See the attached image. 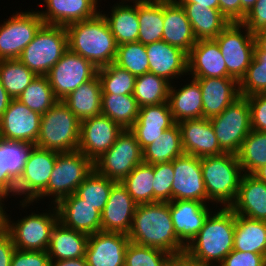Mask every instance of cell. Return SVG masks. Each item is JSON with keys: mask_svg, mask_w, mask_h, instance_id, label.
<instances>
[{"mask_svg": "<svg viewBox=\"0 0 266 266\" xmlns=\"http://www.w3.org/2000/svg\"><path fill=\"white\" fill-rule=\"evenodd\" d=\"M242 172L253 174L266 165V132L251 130L236 154Z\"/></svg>", "mask_w": 266, "mask_h": 266, "instance_id": "b9f144b4", "label": "cell"}, {"mask_svg": "<svg viewBox=\"0 0 266 266\" xmlns=\"http://www.w3.org/2000/svg\"><path fill=\"white\" fill-rule=\"evenodd\" d=\"M136 207L126 187L121 182H115L101 212V231L128 235Z\"/></svg>", "mask_w": 266, "mask_h": 266, "instance_id": "ffe728a7", "label": "cell"}, {"mask_svg": "<svg viewBox=\"0 0 266 266\" xmlns=\"http://www.w3.org/2000/svg\"><path fill=\"white\" fill-rule=\"evenodd\" d=\"M2 199H0V233L8 231V215L5 213V208L3 210ZM6 214V215H5Z\"/></svg>", "mask_w": 266, "mask_h": 266, "instance_id": "be15d7a7", "label": "cell"}, {"mask_svg": "<svg viewBox=\"0 0 266 266\" xmlns=\"http://www.w3.org/2000/svg\"><path fill=\"white\" fill-rule=\"evenodd\" d=\"M181 132L184 154L196 157L220 155L225 153L218 143L209 119H186L177 123Z\"/></svg>", "mask_w": 266, "mask_h": 266, "instance_id": "d6986e66", "label": "cell"}, {"mask_svg": "<svg viewBox=\"0 0 266 266\" xmlns=\"http://www.w3.org/2000/svg\"><path fill=\"white\" fill-rule=\"evenodd\" d=\"M121 183L137 205L153 203L154 165L142 162Z\"/></svg>", "mask_w": 266, "mask_h": 266, "instance_id": "60d3db41", "label": "cell"}, {"mask_svg": "<svg viewBox=\"0 0 266 266\" xmlns=\"http://www.w3.org/2000/svg\"><path fill=\"white\" fill-rule=\"evenodd\" d=\"M138 42L147 45L161 41L164 28V0L138 2Z\"/></svg>", "mask_w": 266, "mask_h": 266, "instance_id": "8d00e7d4", "label": "cell"}, {"mask_svg": "<svg viewBox=\"0 0 266 266\" xmlns=\"http://www.w3.org/2000/svg\"><path fill=\"white\" fill-rule=\"evenodd\" d=\"M172 166V200H195L206 203L207 192L202 177L201 158L183 154L172 161Z\"/></svg>", "mask_w": 266, "mask_h": 266, "instance_id": "2e32d148", "label": "cell"}, {"mask_svg": "<svg viewBox=\"0 0 266 266\" xmlns=\"http://www.w3.org/2000/svg\"><path fill=\"white\" fill-rule=\"evenodd\" d=\"M169 208L175 234L185 247L195 238L212 212L207 203L195 200H171Z\"/></svg>", "mask_w": 266, "mask_h": 266, "instance_id": "44dd1931", "label": "cell"}, {"mask_svg": "<svg viewBox=\"0 0 266 266\" xmlns=\"http://www.w3.org/2000/svg\"><path fill=\"white\" fill-rule=\"evenodd\" d=\"M240 96L266 93V52H255L245 76L239 82Z\"/></svg>", "mask_w": 266, "mask_h": 266, "instance_id": "c3c4849f", "label": "cell"}, {"mask_svg": "<svg viewBox=\"0 0 266 266\" xmlns=\"http://www.w3.org/2000/svg\"><path fill=\"white\" fill-rule=\"evenodd\" d=\"M15 249L10 233H0V266H10Z\"/></svg>", "mask_w": 266, "mask_h": 266, "instance_id": "6f0895ef", "label": "cell"}, {"mask_svg": "<svg viewBox=\"0 0 266 266\" xmlns=\"http://www.w3.org/2000/svg\"><path fill=\"white\" fill-rule=\"evenodd\" d=\"M80 120L101 114L102 90L97 74L62 100Z\"/></svg>", "mask_w": 266, "mask_h": 266, "instance_id": "836d02e7", "label": "cell"}, {"mask_svg": "<svg viewBox=\"0 0 266 266\" xmlns=\"http://www.w3.org/2000/svg\"><path fill=\"white\" fill-rule=\"evenodd\" d=\"M257 0H240L241 9L248 14L254 7Z\"/></svg>", "mask_w": 266, "mask_h": 266, "instance_id": "03108f58", "label": "cell"}, {"mask_svg": "<svg viewBox=\"0 0 266 266\" xmlns=\"http://www.w3.org/2000/svg\"><path fill=\"white\" fill-rule=\"evenodd\" d=\"M143 162V151L135 134L123 129L113 146L94 162L101 175L121 182L137 165Z\"/></svg>", "mask_w": 266, "mask_h": 266, "instance_id": "30bf717a", "label": "cell"}, {"mask_svg": "<svg viewBox=\"0 0 266 266\" xmlns=\"http://www.w3.org/2000/svg\"><path fill=\"white\" fill-rule=\"evenodd\" d=\"M170 256L161 249L130 241L125 252V266H162Z\"/></svg>", "mask_w": 266, "mask_h": 266, "instance_id": "681fc988", "label": "cell"}, {"mask_svg": "<svg viewBox=\"0 0 266 266\" xmlns=\"http://www.w3.org/2000/svg\"><path fill=\"white\" fill-rule=\"evenodd\" d=\"M255 41V52H266V28L253 34Z\"/></svg>", "mask_w": 266, "mask_h": 266, "instance_id": "680465c9", "label": "cell"}, {"mask_svg": "<svg viewBox=\"0 0 266 266\" xmlns=\"http://www.w3.org/2000/svg\"><path fill=\"white\" fill-rule=\"evenodd\" d=\"M51 266H88L85 257L68 260H51Z\"/></svg>", "mask_w": 266, "mask_h": 266, "instance_id": "91938a15", "label": "cell"}, {"mask_svg": "<svg viewBox=\"0 0 266 266\" xmlns=\"http://www.w3.org/2000/svg\"><path fill=\"white\" fill-rule=\"evenodd\" d=\"M126 1H129V0H122V2H124L125 4L127 3ZM132 3H135V2H140V1H143V0H130Z\"/></svg>", "mask_w": 266, "mask_h": 266, "instance_id": "2644e50d", "label": "cell"}, {"mask_svg": "<svg viewBox=\"0 0 266 266\" xmlns=\"http://www.w3.org/2000/svg\"><path fill=\"white\" fill-rule=\"evenodd\" d=\"M177 3H195V6H202L211 9H219L218 0H175Z\"/></svg>", "mask_w": 266, "mask_h": 266, "instance_id": "6125c7cd", "label": "cell"}, {"mask_svg": "<svg viewBox=\"0 0 266 266\" xmlns=\"http://www.w3.org/2000/svg\"><path fill=\"white\" fill-rule=\"evenodd\" d=\"M163 30L162 40L187 54L197 42L185 10L175 0H164Z\"/></svg>", "mask_w": 266, "mask_h": 266, "instance_id": "f546056e", "label": "cell"}, {"mask_svg": "<svg viewBox=\"0 0 266 266\" xmlns=\"http://www.w3.org/2000/svg\"><path fill=\"white\" fill-rule=\"evenodd\" d=\"M34 144L0 138V191L16 195V182L22 175Z\"/></svg>", "mask_w": 266, "mask_h": 266, "instance_id": "cb8c5ba5", "label": "cell"}, {"mask_svg": "<svg viewBox=\"0 0 266 266\" xmlns=\"http://www.w3.org/2000/svg\"><path fill=\"white\" fill-rule=\"evenodd\" d=\"M254 34L266 28V0H257L254 7L241 22Z\"/></svg>", "mask_w": 266, "mask_h": 266, "instance_id": "11a10c76", "label": "cell"}, {"mask_svg": "<svg viewBox=\"0 0 266 266\" xmlns=\"http://www.w3.org/2000/svg\"><path fill=\"white\" fill-rule=\"evenodd\" d=\"M195 79L201 87L203 117L206 119L220 115L240 97L239 82L232 77Z\"/></svg>", "mask_w": 266, "mask_h": 266, "instance_id": "d4e9b609", "label": "cell"}, {"mask_svg": "<svg viewBox=\"0 0 266 266\" xmlns=\"http://www.w3.org/2000/svg\"><path fill=\"white\" fill-rule=\"evenodd\" d=\"M32 111L41 115L49 110L58 99L54 96L53 89L47 76H36L17 98Z\"/></svg>", "mask_w": 266, "mask_h": 266, "instance_id": "bcb514c9", "label": "cell"}, {"mask_svg": "<svg viewBox=\"0 0 266 266\" xmlns=\"http://www.w3.org/2000/svg\"><path fill=\"white\" fill-rule=\"evenodd\" d=\"M93 169L94 163L78 150L58 153L47 187L34 201L51 195L54 198L52 205H57L64 198L76 193L78 186Z\"/></svg>", "mask_w": 266, "mask_h": 266, "instance_id": "52a82bcc", "label": "cell"}, {"mask_svg": "<svg viewBox=\"0 0 266 266\" xmlns=\"http://www.w3.org/2000/svg\"><path fill=\"white\" fill-rule=\"evenodd\" d=\"M145 48L149 72L163 77L170 83L175 77L178 78L188 73V54L181 48L163 40L147 44Z\"/></svg>", "mask_w": 266, "mask_h": 266, "instance_id": "7402d4cb", "label": "cell"}, {"mask_svg": "<svg viewBox=\"0 0 266 266\" xmlns=\"http://www.w3.org/2000/svg\"><path fill=\"white\" fill-rule=\"evenodd\" d=\"M36 76L18 59L0 61V82L12 99H17Z\"/></svg>", "mask_w": 266, "mask_h": 266, "instance_id": "7bdbcfd3", "label": "cell"}, {"mask_svg": "<svg viewBox=\"0 0 266 266\" xmlns=\"http://www.w3.org/2000/svg\"><path fill=\"white\" fill-rule=\"evenodd\" d=\"M8 195H5L3 194L1 191H0V199H3L5 200L7 198ZM5 198V199H4Z\"/></svg>", "mask_w": 266, "mask_h": 266, "instance_id": "89a4df30", "label": "cell"}, {"mask_svg": "<svg viewBox=\"0 0 266 266\" xmlns=\"http://www.w3.org/2000/svg\"><path fill=\"white\" fill-rule=\"evenodd\" d=\"M115 182L93 169L82 184L78 186L76 194L85 202L102 212Z\"/></svg>", "mask_w": 266, "mask_h": 266, "instance_id": "ee69618b", "label": "cell"}, {"mask_svg": "<svg viewBox=\"0 0 266 266\" xmlns=\"http://www.w3.org/2000/svg\"><path fill=\"white\" fill-rule=\"evenodd\" d=\"M127 234L99 231L88 236L85 259L88 266H125Z\"/></svg>", "mask_w": 266, "mask_h": 266, "instance_id": "ac0fdd59", "label": "cell"}, {"mask_svg": "<svg viewBox=\"0 0 266 266\" xmlns=\"http://www.w3.org/2000/svg\"><path fill=\"white\" fill-rule=\"evenodd\" d=\"M102 94L128 95L134 93L136 76L114 63L97 70Z\"/></svg>", "mask_w": 266, "mask_h": 266, "instance_id": "f6af8a7d", "label": "cell"}, {"mask_svg": "<svg viewBox=\"0 0 266 266\" xmlns=\"http://www.w3.org/2000/svg\"><path fill=\"white\" fill-rule=\"evenodd\" d=\"M88 235L64 226L60 221L51 232L47 253L51 260L85 257Z\"/></svg>", "mask_w": 266, "mask_h": 266, "instance_id": "1f68e13d", "label": "cell"}, {"mask_svg": "<svg viewBox=\"0 0 266 266\" xmlns=\"http://www.w3.org/2000/svg\"><path fill=\"white\" fill-rule=\"evenodd\" d=\"M180 266H208L189 259L185 254H180Z\"/></svg>", "mask_w": 266, "mask_h": 266, "instance_id": "e7e4bbea", "label": "cell"}, {"mask_svg": "<svg viewBox=\"0 0 266 266\" xmlns=\"http://www.w3.org/2000/svg\"><path fill=\"white\" fill-rule=\"evenodd\" d=\"M202 177L207 192V202L221 203L230 207L238 193L241 177V165L236 154L201 157Z\"/></svg>", "mask_w": 266, "mask_h": 266, "instance_id": "277c9868", "label": "cell"}, {"mask_svg": "<svg viewBox=\"0 0 266 266\" xmlns=\"http://www.w3.org/2000/svg\"><path fill=\"white\" fill-rule=\"evenodd\" d=\"M233 249L266 256V221L235 214Z\"/></svg>", "mask_w": 266, "mask_h": 266, "instance_id": "d590c367", "label": "cell"}, {"mask_svg": "<svg viewBox=\"0 0 266 266\" xmlns=\"http://www.w3.org/2000/svg\"><path fill=\"white\" fill-rule=\"evenodd\" d=\"M12 98L3 87L2 83L0 82V119L3 116V113L8 108Z\"/></svg>", "mask_w": 266, "mask_h": 266, "instance_id": "94428289", "label": "cell"}, {"mask_svg": "<svg viewBox=\"0 0 266 266\" xmlns=\"http://www.w3.org/2000/svg\"><path fill=\"white\" fill-rule=\"evenodd\" d=\"M44 24L36 11L16 12L0 25V61L18 59Z\"/></svg>", "mask_w": 266, "mask_h": 266, "instance_id": "5bb4252c", "label": "cell"}, {"mask_svg": "<svg viewBox=\"0 0 266 266\" xmlns=\"http://www.w3.org/2000/svg\"><path fill=\"white\" fill-rule=\"evenodd\" d=\"M128 237L135 244L158 248L170 255L185 254L186 247L174 231L169 202L137 205Z\"/></svg>", "mask_w": 266, "mask_h": 266, "instance_id": "6da1fadb", "label": "cell"}, {"mask_svg": "<svg viewBox=\"0 0 266 266\" xmlns=\"http://www.w3.org/2000/svg\"><path fill=\"white\" fill-rule=\"evenodd\" d=\"M252 130L266 132V93L247 96Z\"/></svg>", "mask_w": 266, "mask_h": 266, "instance_id": "816d5d0a", "label": "cell"}, {"mask_svg": "<svg viewBox=\"0 0 266 266\" xmlns=\"http://www.w3.org/2000/svg\"><path fill=\"white\" fill-rule=\"evenodd\" d=\"M186 12L198 40L215 39L231 22L219 9L195 6V3H178Z\"/></svg>", "mask_w": 266, "mask_h": 266, "instance_id": "d6a6232c", "label": "cell"}, {"mask_svg": "<svg viewBox=\"0 0 266 266\" xmlns=\"http://www.w3.org/2000/svg\"><path fill=\"white\" fill-rule=\"evenodd\" d=\"M219 266H265V256L233 249Z\"/></svg>", "mask_w": 266, "mask_h": 266, "instance_id": "db71d44e", "label": "cell"}, {"mask_svg": "<svg viewBox=\"0 0 266 266\" xmlns=\"http://www.w3.org/2000/svg\"><path fill=\"white\" fill-rule=\"evenodd\" d=\"M229 208L236 215L266 221V183L243 173L235 201Z\"/></svg>", "mask_w": 266, "mask_h": 266, "instance_id": "83f0119b", "label": "cell"}, {"mask_svg": "<svg viewBox=\"0 0 266 266\" xmlns=\"http://www.w3.org/2000/svg\"><path fill=\"white\" fill-rule=\"evenodd\" d=\"M68 49L90 61L97 69L114 63L117 44L101 12L66 26Z\"/></svg>", "mask_w": 266, "mask_h": 266, "instance_id": "3957f363", "label": "cell"}, {"mask_svg": "<svg viewBox=\"0 0 266 266\" xmlns=\"http://www.w3.org/2000/svg\"><path fill=\"white\" fill-rule=\"evenodd\" d=\"M192 78L231 77L214 39L198 40L188 53V74Z\"/></svg>", "mask_w": 266, "mask_h": 266, "instance_id": "484cf974", "label": "cell"}, {"mask_svg": "<svg viewBox=\"0 0 266 266\" xmlns=\"http://www.w3.org/2000/svg\"><path fill=\"white\" fill-rule=\"evenodd\" d=\"M175 124L168 102L140 107L136 122L130 128L143 150Z\"/></svg>", "mask_w": 266, "mask_h": 266, "instance_id": "4316f807", "label": "cell"}, {"mask_svg": "<svg viewBox=\"0 0 266 266\" xmlns=\"http://www.w3.org/2000/svg\"><path fill=\"white\" fill-rule=\"evenodd\" d=\"M219 10L230 22H242L246 13L241 9L240 0H218Z\"/></svg>", "mask_w": 266, "mask_h": 266, "instance_id": "9f6ffc18", "label": "cell"}, {"mask_svg": "<svg viewBox=\"0 0 266 266\" xmlns=\"http://www.w3.org/2000/svg\"><path fill=\"white\" fill-rule=\"evenodd\" d=\"M67 50L66 27L43 24L18 60L37 76H46Z\"/></svg>", "mask_w": 266, "mask_h": 266, "instance_id": "8992f818", "label": "cell"}, {"mask_svg": "<svg viewBox=\"0 0 266 266\" xmlns=\"http://www.w3.org/2000/svg\"><path fill=\"white\" fill-rule=\"evenodd\" d=\"M10 266H51V259L47 251L15 249Z\"/></svg>", "mask_w": 266, "mask_h": 266, "instance_id": "f5cc1de1", "label": "cell"}, {"mask_svg": "<svg viewBox=\"0 0 266 266\" xmlns=\"http://www.w3.org/2000/svg\"><path fill=\"white\" fill-rule=\"evenodd\" d=\"M123 128L105 115H97L81 121L78 151L93 163L116 142Z\"/></svg>", "mask_w": 266, "mask_h": 266, "instance_id": "9a60e30c", "label": "cell"}, {"mask_svg": "<svg viewBox=\"0 0 266 266\" xmlns=\"http://www.w3.org/2000/svg\"><path fill=\"white\" fill-rule=\"evenodd\" d=\"M143 162L151 165L166 164L184 154L181 132L177 123L165 130L152 144L143 150Z\"/></svg>", "mask_w": 266, "mask_h": 266, "instance_id": "74e56055", "label": "cell"}, {"mask_svg": "<svg viewBox=\"0 0 266 266\" xmlns=\"http://www.w3.org/2000/svg\"><path fill=\"white\" fill-rule=\"evenodd\" d=\"M173 180L172 161L154 165L153 202H170L172 200Z\"/></svg>", "mask_w": 266, "mask_h": 266, "instance_id": "f907efd6", "label": "cell"}, {"mask_svg": "<svg viewBox=\"0 0 266 266\" xmlns=\"http://www.w3.org/2000/svg\"><path fill=\"white\" fill-rule=\"evenodd\" d=\"M140 106L133 94H102L101 114L112 119L123 129H130L137 120Z\"/></svg>", "mask_w": 266, "mask_h": 266, "instance_id": "f35d334b", "label": "cell"}, {"mask_svg": "<svg viewBox=\"0 0 266 266\" xmlns=\"http://www.w3.org/2000/svg\"><path fill=\"white\" fill-rule=\"evenodd\" d=\"M114 64L126 69L136 77L149 72L145 45L138 41L117 45Z\"/></svg>", "mask_w": 266, "mask_h": 266, "instance_id": "7dc6e473", "label": "cell"}, {"mask_svg": "<svg viewBox=\"0 0 266 266\" xmlns=\"http://www.w3.org/2000/svg\"><path fill=\"white\" fill-rule=\"evenodd\" d=\"M97 70L90 61L68 49L46 76L54 96L63 100L81 84L91 80Z\"/></svg>", "mask_w": 266, "mask_h": 266, "instance_id": "4fadbf2b", "label": "cell"}, {"mask_svg": "<svg viewBox=\"0 0 266 266\" xmlns=\"http://www.w3.org/2000/svg\"><path fill=\"white\" fill-rule=\"evenodd\" d=\"M234 232L235 213L229 207L219 208L208 215L203 227L187 245L185 255L198 263L219 266L233 250Z\"/></svg>", "mask_w": 266, "mask_h": 266, "instance_id": "7a4b0ae2", "label": "cell"}, {"mask_svg": "<svg viewBox=\"0 0 266 266\" xmlns=\"http://www.w3.org/2000/svg\"><path fill=\"white\" fill-rule=\"evenodd\" d=\"M162 266H180V254L171 255Z\"/></svg>", "mask_w": 266, "mask_h": 266, "instance_id": "003e7915", "label": "cell"}, {"mask_svg": "<svg viewBox=\"0 0 266 266\" xmlns=\"http://www.w3.org/2000/svg\"><path fill=\"white\" fill-rule=\"evenodd\" d=\"M170 85L168 104L175 123L186 119L203 118L202 92L199 82L193 78L182 88Z\"/></svg>", "mask_w": 266, "mask_h": 266, "instance_id": "4dcf8cb0", "label": "cell"}, {"mask_svg": "<svg viewBox=\"0 0 266 266\" xmlns=\"http://www.w3.org/2000/svg\"><path fill=\"white\" fill-rule=\"evenodd\" d=\"M50 213H31L16 222L8 219V232L17 250L47 251L51 232L59 221L56 205Z\"/></svg>", "mask_w": 266, "mask_h": 266, "instance_id": "8fae6325", "label": "cell"}, {"mask_svg": "<svg viewBox=\"0 0 266 266\" xmlns=\"http://www.w3.org/2000/svg\"><path fill=\"white\" fill-rule=\"evenodd\" d=\"M170 85L163 77L147 72L136 77L133 95L140 107L159 105L168 102Z\"/></svg>", "mask_w": 266, "mask_h": 266, "instance_id": "ab89813d", "label": "cell"}, {"mask_svg": "<svg viewBox=\"0 0 266 266\" xmlns=\"http://www.w3.org/2000/svg\"><path fill=\"white\" fill-rule=\"evenodd\" d=\"M41 114L12 99L0 119V138L34 144L39 135Z\"/></svg>", "mask_w": 266, "mask_h": 266, "instance_id": "e0dca14e", "label": "cell"}, {"mask_svg": "<svg viewBox=\"0 0 266 266\" xmlns=\"http://www.w3.org/2000/svg\"><path fill=\"white\" fill-rule=\"evenodd\" d=\"M252 175L266 183V165L258 168Z\"/></svg>", "mask_w": 266, "mask_h": 266, "instance_id": "a7ac6f4b", "label": "cell"}, {"mask_svg": "<svg viewBox=\"0 0 266 266\" xmlns=\"http://www.w3.org/2000/svg\"><path fill=\"white\" fill-rule=\"evenodd\" d=\"M98 0H44L46 11H38L44 24L66 27L94 17L98 12Z\"/></svg>", "mask_w": 266, "mask_h": 266, "instance_id": "f1b7e54d", "label": "cell"}, {"mask_svg": "<svg viewBox=\"0 0 266 266\" xmlns=\"http://www.w3.org/2000/svg\"><path fill=\"white\" fill-rule=\"evenodd\" d=\"M209 120L220 148L225 153L237 154L243 140L252 130L247 97L240 96L220 115Z\"/></svg>", "mask_w": 266, "mask_h": 266, "instance_id": "9c48e42d", "label": "cell"}, {"mask_svg": "<svg viewBox=\"0 0 266 266\" xmlns=\"http://www.w3.org/2000/svg\"><path fill=\"white\" fill-rule=\"evenodd\" d=\"M81 121L62 101L58 100L41 116L35 146L62 152L76 151L80 141Z\"/></svg>", "mask_w": 266, "mask_h": 266, "instance_id": "5b68a950", "label": "cell"}, {"mask_svg": "<svg viewBox=\"0 0 266 266\" xmlns=\"http://www.w3.org/2000/svg\"><path fill=\"white\" fill-rule=\"evenodd\" d=\"M59 152L34 146L25 163L22 175L16 182V195L24 199L22 207H27L45 190Z\"/></svg>", "mask_w": 266, "mask_h": 266, "instance_id": "7c38bea8", "label": "cell"}, {"mask_svg": "<svg viewBox=\"0 0 266 266\" xmlns=\"http://www.w3.org/2000/svg\"><path fill=\"white\" fill-rule=\"evenodd\" d=\"M56 208L64 226L88 236L101 231V212L76 193L61 200Z\"/></svg>", "mask_w": 266, "mask_h": 266, "instance_id": "603a6c76", "label": "cell"}, {"mask_svg": "<svg viewBox=\"0 0 266 266\" xmlns=\"http://www.w3.org/2000/svg\"><path fill=\"white\" fill-rule=\"evenodd\" d=\"M214 40L224 57L228 74L240 82L254 57L253 34L241 22H231Z\"/></svg>", "mask_w": 266, "mask_h": 266, "instance_id": "ba28073f", "label": "cell"}, {"mask_svg": "<svg viewBox=\"0 0 266 266\" xmlns=\"http://www.w3.org/2000/svg\"><path fill=\"white\" fill-rule=\"evenodd\" d=\"M111 15L103 13L117 45L137 42L139 34L138 2L129 5L120 2L114 4Z\"/></svg>", "mask_w": 266, "mask_h": 266, "instance_id": "e575fe53", "label": "cell"}]
</instances>
